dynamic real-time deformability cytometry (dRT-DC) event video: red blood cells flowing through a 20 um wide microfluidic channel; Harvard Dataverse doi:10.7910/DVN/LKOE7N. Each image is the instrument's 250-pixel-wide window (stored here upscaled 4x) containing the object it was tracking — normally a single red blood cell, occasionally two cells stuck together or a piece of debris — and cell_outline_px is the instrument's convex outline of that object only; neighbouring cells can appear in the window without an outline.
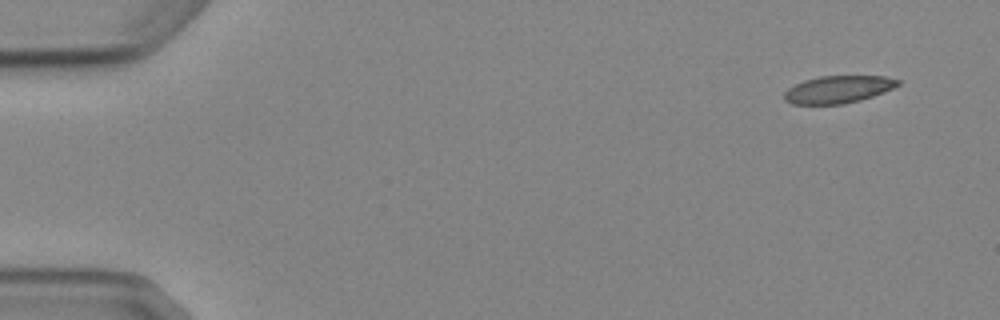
{"species": "Egyptian fruit bat (a non-hibernating species)", "species_latin": "Rousettus aegyptiacus", "temperature_condition": "cold", "stored_images_in_passage": 8, "camera_frame_rate_fps": 3000, "um_per_image_px": 0.085, "animal": {"sex": "female"}, "frame": {"image": 1, "passage_image": 1, "time_ms": 0.0, "image_size_px": [1000, 320], "cell_outline_px": [[900, 84], [884, 92], [860, 100], [844, 104], [792, 104], [784, 100], [784, 92], [788, 88], [804, 80], [820, 76], [884, 76], [900, 80]], "centroid_in_image_um": [71.23, 7.6], "position_along_channel_um": 13.8, "area_um2": 18.09}}
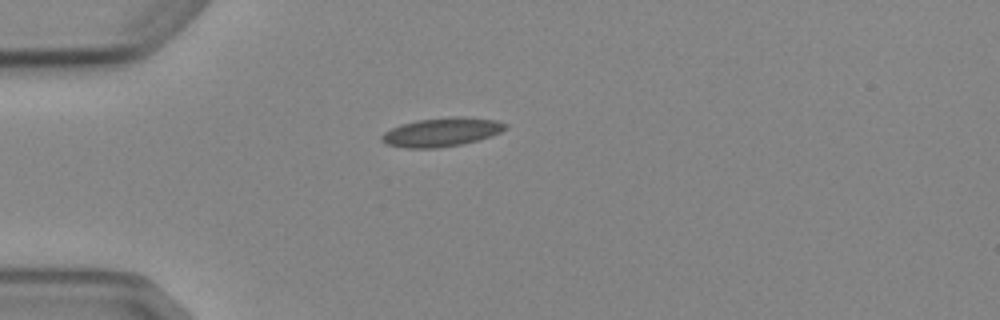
{"frame": {"image": 2, "passage_image": 4, "time_ms": 3.667, "image_size_px": [1000, 320], "cell_outline_px": [[508, 128], [492, 136], [460, 144], [436, 148], [408, 148], [388, 144], [380, 140], [380, 136], [384, 132], [400, 124], [416, 120], [452, 116], [460, 116], [496, 120], [508, 124]], "centroid_in_image_um": [37.54, 11.21], "position_along_channel_um": 47.5, "area_um2": 20.75}}
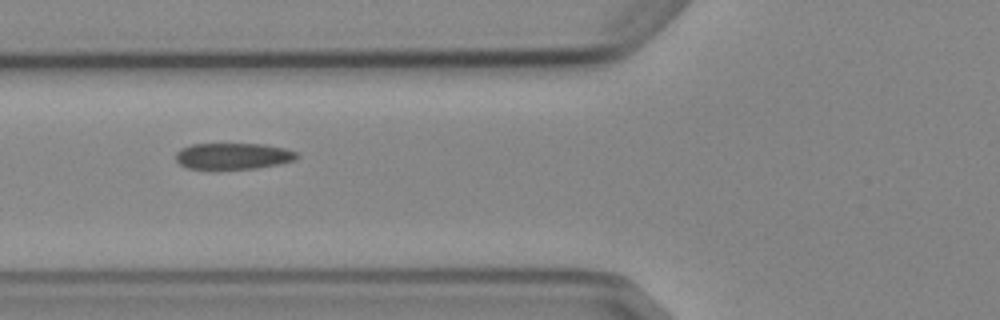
{"frame": {"image": 3, "passage_image": 6, "time_ms": 5.667, "image_size_px": [1000, 320], "cell_outline_px": [[300, 156], [296, 160], [280, 164], [256, 168], [188, 168], [180, 164], [176, 160], [176, 152], [180, 148], [192, 144], [264, 144], [284, 148], [296, 152]], "centroid_in_image_um": [19.84, 13.25], "position_along_channel_um": 106.0, "area_um2": 18.44}}